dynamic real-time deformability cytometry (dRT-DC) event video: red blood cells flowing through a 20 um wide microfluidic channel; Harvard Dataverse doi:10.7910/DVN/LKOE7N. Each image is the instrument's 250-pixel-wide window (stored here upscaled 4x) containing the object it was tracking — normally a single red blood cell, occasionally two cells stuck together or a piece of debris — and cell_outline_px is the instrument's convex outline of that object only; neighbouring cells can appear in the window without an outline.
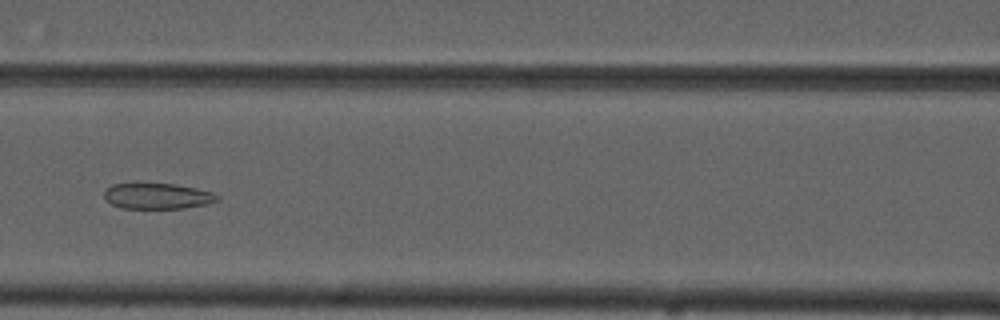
{"species": "common noctule bat (a hibernating species)", "species_latin": "Nyctalus noctula", "temperature_condition": "cold", "stored_images_in_passage": 10, "camera_frame_rate_fps": 3000, "um_per_image_px": 0.085, "animal": {"sex": "male", "forearm_length_mm": 52.5}, "frame": {"image": 1, "passage_image": 7, "time_ms": 8.0, "image_size_px": [1000, 320], "cell_outline_px": [[220, 200], [204, 204], [184, 208], [120, 208], [112, 204], [104, 196], [104, 192], [112, 184], [172, 184], [196, 188], [212, 192], [220, 196]], "centroid_in_image_um": [13.4, 16.67], "position_along_channel_um": 153.2, "area_um2": 16.7}}
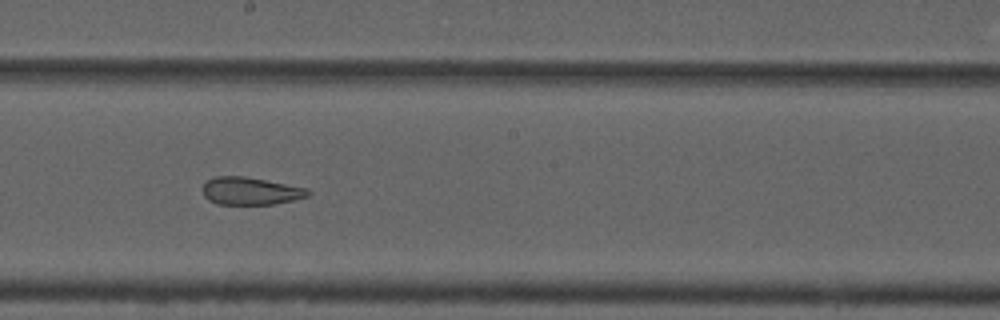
{"frame": {"image": 2, "passage_image": 9, "time_ms": 10.0, "image_size_px": [1000, 320], "cell_outline_px": [[312, 192], [308, 196], [292, 200], [272, 204], [216, 204], [208, 200], [204, 196], [200, 188], [204, 180], [216, 176], [244, 176], [308, 188]], "centroid_in_image_um": [21.22, 16.22], "position_along_channel_um": 227.0, "area_um2": 17.17}}
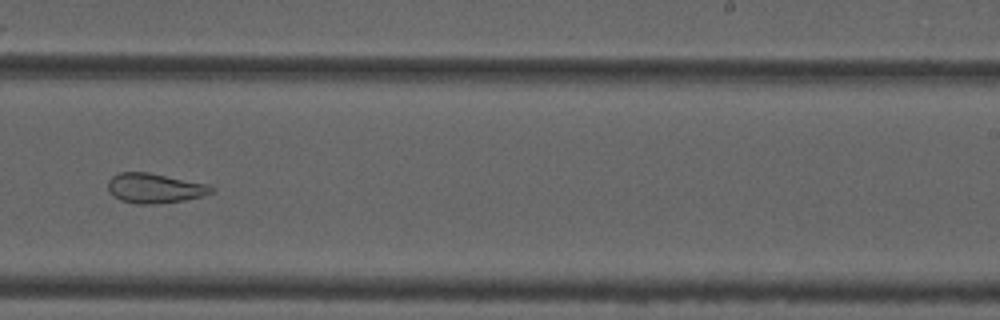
{"frame": {"image": 3, "passage_image": 10, "time_ms": 11.333, "image_size_px": [1000, 320], "cell_outline_px": [[216, 188], [212, 192], [204, 196], [184, 200], [156, 204], [136, 204], [120, 200], [108, 188], [108, 180], [112, 176], [120, 172], [148, 172], [208, 184]], "centroid_in_image_um": [13.18, 15.99], "position_along_channel_um": 275.8, "area_um2": 17.92}}